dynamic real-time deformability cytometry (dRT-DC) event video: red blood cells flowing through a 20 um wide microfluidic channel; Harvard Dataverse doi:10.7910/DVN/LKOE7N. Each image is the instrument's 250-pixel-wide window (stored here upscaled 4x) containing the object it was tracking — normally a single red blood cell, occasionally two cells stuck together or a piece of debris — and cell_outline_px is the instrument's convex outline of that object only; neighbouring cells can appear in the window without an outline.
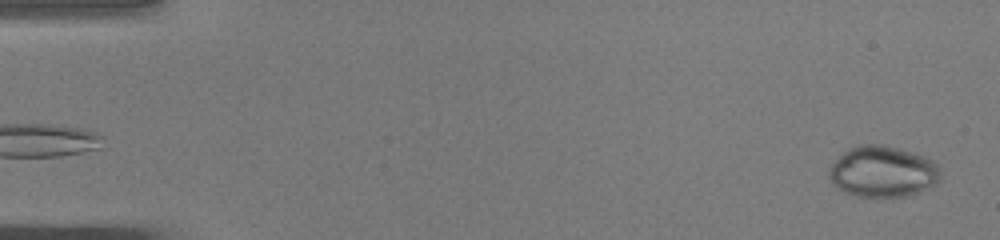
{"species": "common noctule bat (a hibernating species)", "species_latin": "Nyctalus noctula", "temperature_condition": "warm", "stored_images_in_passage": 49, "camera_frame_rate_fps": 3000, "um_per_image_px": 0.085, "animal": {"sex": "male", "body_mass_g": 19.0, "forearm_length_mm": 50.8}, "frame": {"image": 1, "passage_image": 1, "time_ms": 0.0, "image_size_px": [1000, 240], "cell_outline_px": [[940, 180], [936, 184], [920, 192], [908, 196], [856, 196], [840, 192], [832, 184], [828, 176], [828, 168], [848, 148], [856, 144], [880, 144], [900, 148], [916, 152], [932, 160], [936, 164], [940, 172]], "centroid_in_image_um": [75.01, 14.58], "position_along_channel_um": 10.0, "area_um2": 33.7}}
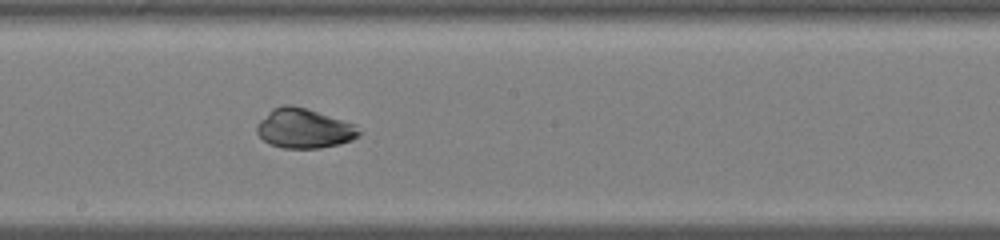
{"frame": {"image": 2, "passage_image": 27, "time_ms": 8.667, "image_size_px": [1000, 240], "cell_outline_px": [[360, 132], [352, 140], [340, 144], [320, 148], [284, 148], [272, 144], [264, 140], [256, 132], [256, 124], [272, 108], [284, 104], [292, 104], [356, 124]], "centroid_in_image_um": [25.83, 10.91], "position_along_channel_um": 222.4, "area_um2": 23.47}}
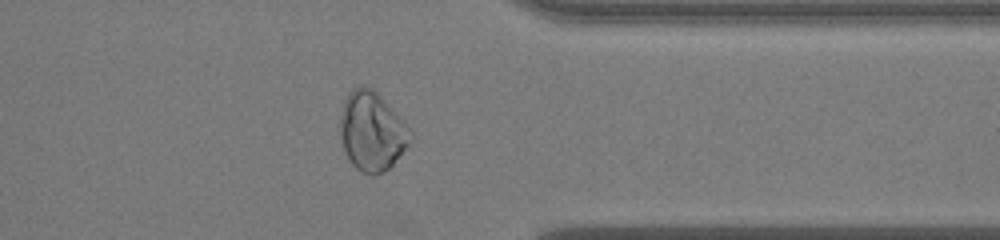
{"frame": {"image": 3, "passage_image": 39, "time_ms": 12.667, "image_size_px": [1000, 240], "cell_outline_px": [[416, 140], [388, 168], [376, 176], [372, 176], [356, 168], [348, 160], [340, 140], [340, 120], [344, 100], [348, 92], [352, 88], [360, 84], [372, 88], [404, 120], [412, 132]], "centroid_in_image_um": [31.64, 11.17], "position_along_channel_um": 379.8, "area_um2": 32.95}}